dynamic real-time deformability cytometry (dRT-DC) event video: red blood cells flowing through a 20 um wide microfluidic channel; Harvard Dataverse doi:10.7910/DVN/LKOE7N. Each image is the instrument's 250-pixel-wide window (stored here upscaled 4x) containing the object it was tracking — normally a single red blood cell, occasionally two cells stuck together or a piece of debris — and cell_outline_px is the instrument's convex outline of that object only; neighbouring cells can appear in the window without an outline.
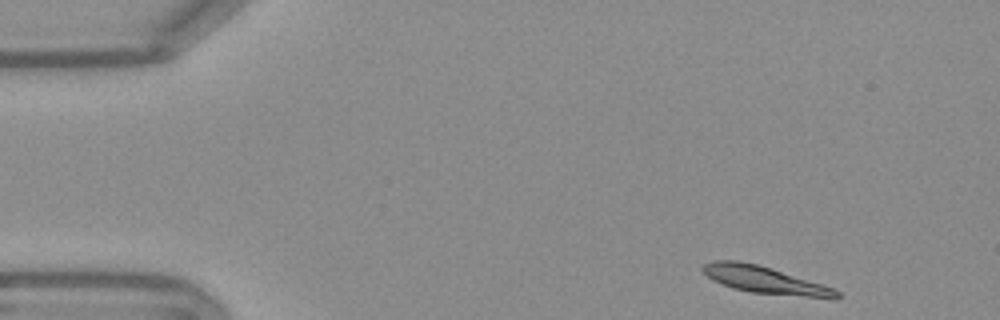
{"species": "Egyptian fruit bat (a non-hibernating species)", "species_latin": "Rousettus aegyptiacus", "temperature_condition": "warm", "stored_images_in_passage": 49, "camera_frame_rate_fps": 3000, "um_per_image_px": 0.085, "frame": {"image": 1, "passage_image": 1, "time_ms": 0.0, "image_size_px": [1000, 320], "cell_outline_px": [[840, 296], [836, 300], [832, 300], [752, 292], [732, 288], [712, 280], [700, 268], [704, 264], [712, 260], [736, 260], [756, 264], [772, 268], [836, 288], [840, 292]], "centroid_in_image_um": [65.11, 23.82], "position_along_channel_um": 19.9, "area_um2": 21.62}}
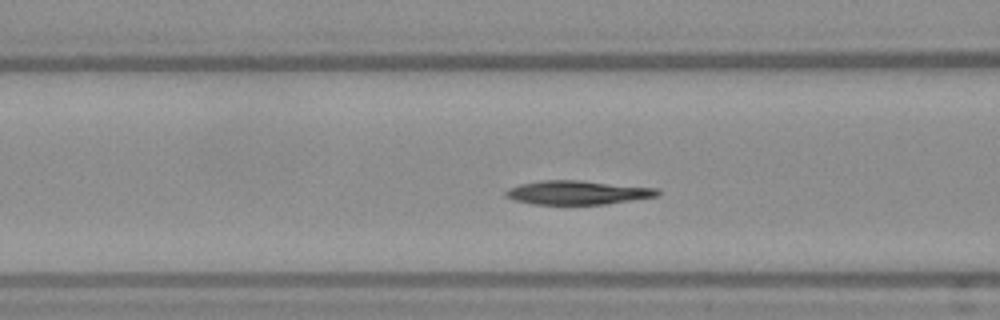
{"frame": {"image": 2, "passage_image": 16, "time_ms": 5.0, "image_size_px": [1000, 320], "cell_outline_px": [[660, 196], [604, 204], [532, 204], [512, 200], [504, 196], [504, 192], [508, 188], [520, 184], [540, 180], [580, 180], [660, 188]], "centroid_in_image_um": [49.08, 16.36], "position_along_channel_um": 117.5, "area_um2": 21.39}}
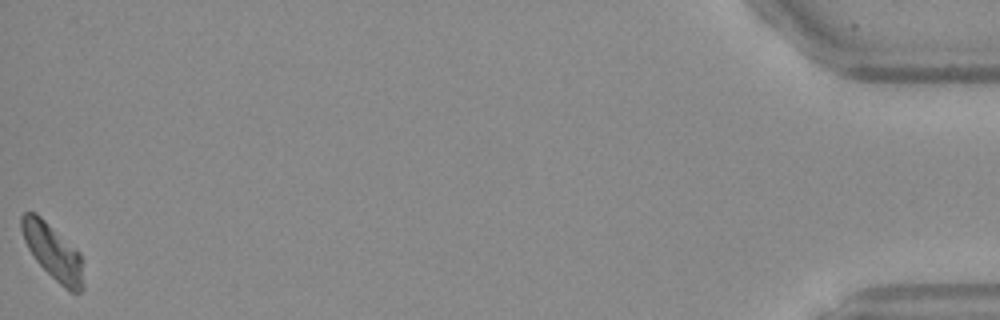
{"frame": {"image": 3, "passage_image": 49, "time_ms": 16.0, "image_size_px": [1000, 320], "cell_outline_px": [[84, 288], [80, 292], [72, 292], [64, 288], [36, 260], [28, 248], [24, 240], [20, 228], [20, 216], [24, 212], [36, 212], [76, 248], [80, 252], [84, 260]], "centroid_in_image_um": [4.53, 21.4], "position_along_channel_um": 430.7, "area_um2": 20.29}, "authors_computed_cell_mechanics": {"area_um2": 21.386, "velocity_mm_per_s": 3.7456, "shape_relaxation_time_tau1_ms": 4.9429, "shape_relaxation_time_tau2_ms": null, "deformation_change_tau1": 0.1528, "deformation_change_tau2": null}}